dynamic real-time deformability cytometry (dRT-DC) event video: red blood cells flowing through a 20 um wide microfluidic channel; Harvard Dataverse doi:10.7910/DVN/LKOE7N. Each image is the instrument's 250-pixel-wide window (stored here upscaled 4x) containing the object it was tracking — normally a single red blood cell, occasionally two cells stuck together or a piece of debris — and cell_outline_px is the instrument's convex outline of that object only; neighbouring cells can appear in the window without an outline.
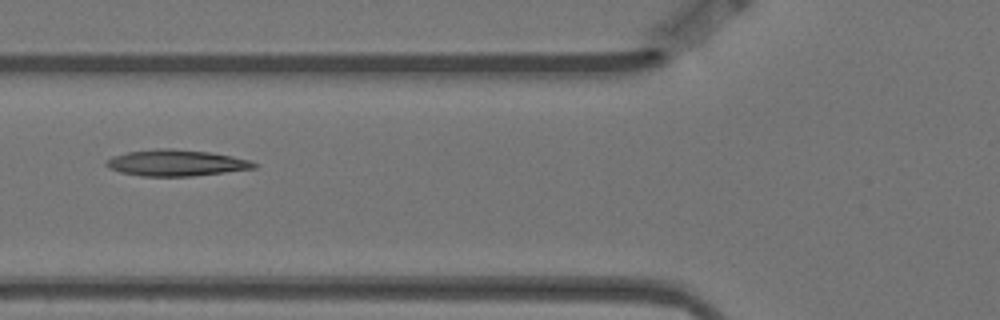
{"species": "Egyptian fruit bat (a non-hibernating species)", "species_latin": "Rousettus aegyptiacus", "temperature_condition": "warm", "stored_images_in_passage": 8, "camera_frame_rate_fps": 3000, "um_per_image_px": 0.085, "animal": {"sex": "female"}, "frame": {"image": 1, "passage_image": 6, "time_ms": 1.667, "image_size_px": [1000, 320], "cell_outline_px": [[256, 168], [192, 176], [140, 176], [120, 172], [108, 168], [104, 164], [104, 160], [112, 156], [128, 152], [160, 148], [172, 148], [208, 152], [232, 156], [248, 160], [256, 164]], "centroid_in_image_um": [14.9, 13.84], "position_along_channel_um": 110.9, "area_um2": 22.54}}
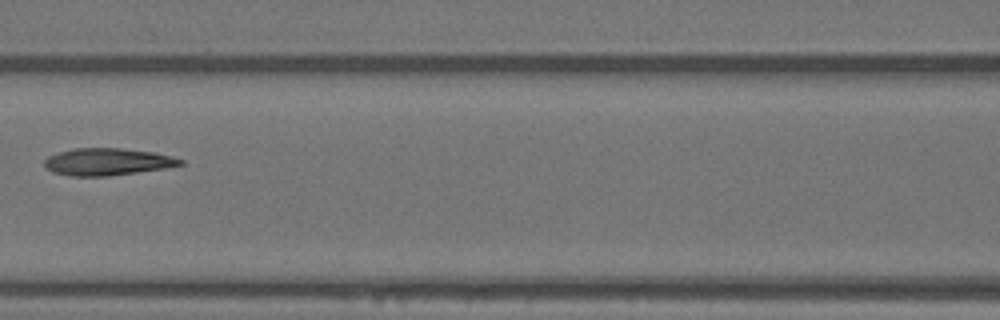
{"frame": {"image": 2, "passage_image": 7, "time_ms": 2.0, "image_size_px": [1000, 320], "cell_outline_px": [[184, 164], [164, 168], [108, 176], [72, 176], [52, 172], [44, 168], [44, 160], [48, 156], [60, 152], [76, 148], [120, 148], [152, 152], [172, 156], [184, 160]], "centroid_in_image_um": [9.1, 13.75], "position_along_channel_um": 157.5, "area_um2": 21.39}}
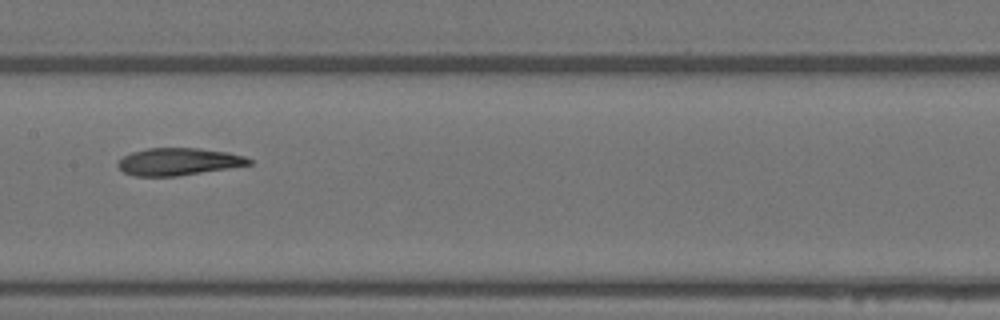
{"frame": {"image": 3, "passage_image": 8, "time_ms": 2.333, "image_size_px": [1000, 320], "cell_outline_px": [[252, 164], [228, 168], [176, 176], [136, 176], [124, 172], [116, 164], [124, 156], [132, 152], [148, 148], [200, 148], [228, 152], [244, 156], [252, 160]], "centroid_in_image_um": [15.18, 13.73], "position_along_channel_um": 192.2, "area_um2": 20.69}}